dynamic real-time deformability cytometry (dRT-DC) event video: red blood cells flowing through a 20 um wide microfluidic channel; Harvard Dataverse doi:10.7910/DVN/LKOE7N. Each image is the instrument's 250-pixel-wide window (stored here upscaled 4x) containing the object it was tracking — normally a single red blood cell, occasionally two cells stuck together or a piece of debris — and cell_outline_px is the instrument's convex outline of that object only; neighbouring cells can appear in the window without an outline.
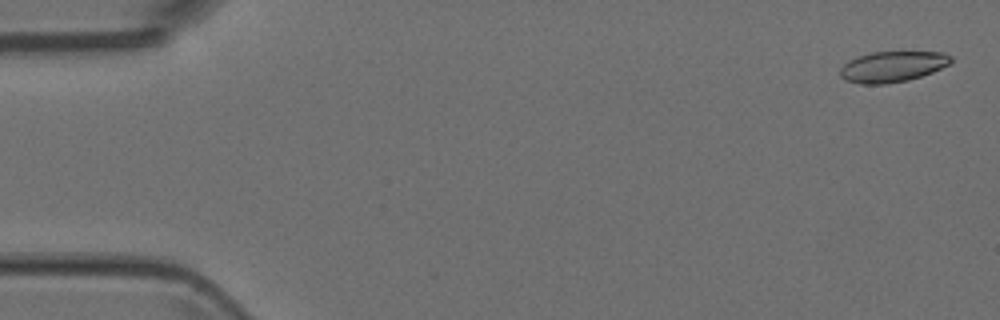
{"species": "Egyptian fruit bat (a non-hibernating species)", "species_latin": "Rousettus aegyptiacus", "temperature_condition": "room temperature", "stored_images_in_passage": 5, "camera_frame_rate_fps": 3000, "um_per_image_px": 0.085, "animal": {"sex": "female"}, "frame": {"image": 1, "passage_image": 1, "time_ms": 0.0, "image_size_px": [1000, 320], "cell_outline_px": [[952, 64], [932, 72], [908, 80], [888, 84], [860, 84], [844, 80], [840, 76], [840, 68], [848, 60], [872, 52], [944, 52], [952, 56]], "centroid_in_image_um": [75.87, 5.67], "position_along_channel_um": 9.1, "area_um2": 20.0}}
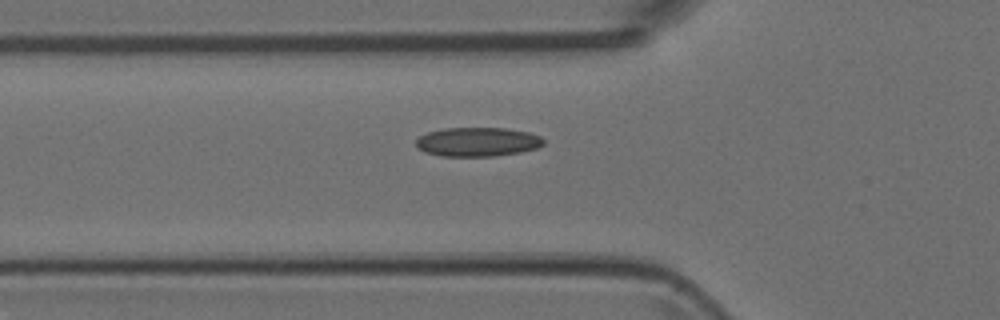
{"frame": {"image": 2, "passage_image": 5, "time_ms": 1.333, "image_size_px": [1000, 320], "cell_outline_px": [[544, 144], [536, 148], [520, 152], [492, 156], [440, 156], [424, 152], [416, 148], [416, 140], [420, 136], [428, 132], [444, 128], [504, 128], [528, 132], [540, 136], [544, 140]], "centroid_in_image_um": [40.56, 12.06], "position_along_channel_um": 85.2, "area_um2": 21.62}}